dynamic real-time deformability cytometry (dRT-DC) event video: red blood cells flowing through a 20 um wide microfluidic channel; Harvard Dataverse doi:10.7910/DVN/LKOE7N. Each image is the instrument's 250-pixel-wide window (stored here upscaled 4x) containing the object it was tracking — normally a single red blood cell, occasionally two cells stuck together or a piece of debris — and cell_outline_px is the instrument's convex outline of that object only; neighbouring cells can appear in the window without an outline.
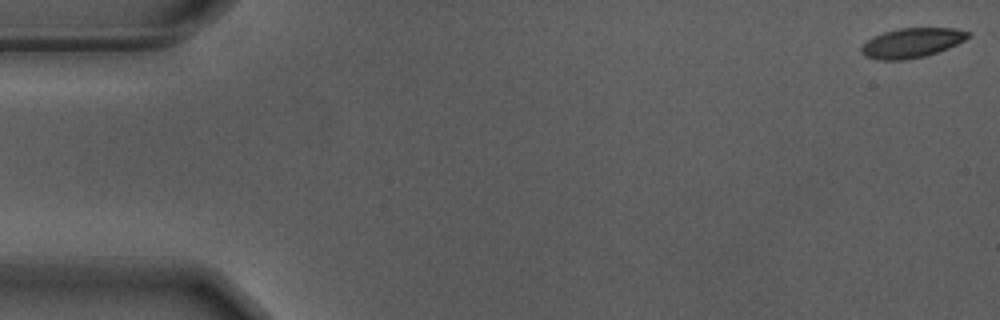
{"species": "Egyptian fruit bat (a non-hibernating species)", "species_latin": "Rousettus aegyptiacus", "temperature_condition": "warm", "stored_images_in_passage": 56, "camera_frame_rate_fps": 3000, "um_per_image_px": 0.085, "animal": {"sex": "male"}, "frame": {"image": 1, "passage_image": 1, "time_ms": 0.0, "image_size_px": [1000, 320], "cell_outline_px": [[972, 36], [948, 48], [924, 56], [904, 60], [876, 60], [864, 56], [860, 52], [860, 48], [872, 36], [884, 32], [900, 28], [956, 28], [972, 32]], "centroid_in_image_um": [77.5, 3.64], "position_along_channel_um": 7.5, "area_um2": 18.55}}
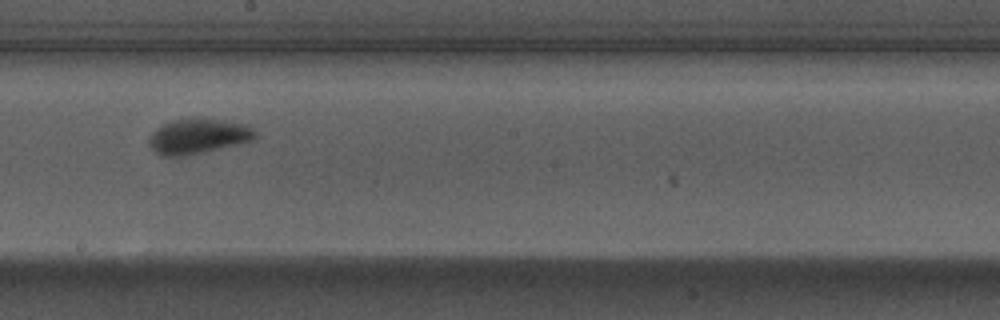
{"frame": {"image": 2, "passage_image": 31, "time_ms": 10.0, "image_size_px": [1000, 320], "cell_outline_px": [[256, 136], [252, 140], [188, 156], [160, 156], [148, 144], [148, 140], [152, 132], [156, 128], [172, 120], [192, 116], [248, 124], [256, 132]], "centroid_in_image_um": [16.81, 11.56], "position_along_channel_um": 231.4, "area_um2": 21.96}}
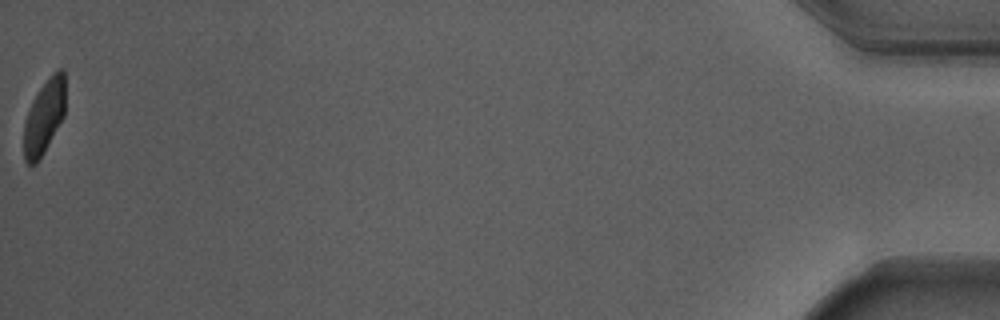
{"frame": {"image": 3, "passage_image": 56, "time_ms": 18.333, "image_size_px": [1000, 320], "cell_outline_px": [[64, 116], [40, 160], [36, 164], [28, 164], [24, 160], [24, 124], [32, 100], [48, 76], [52, 72], [60, 68], [64, 68]], "centroid_in_image_um": [3.75, 9.93], "position_along_channel_um": 431.4, "area_um2": 17.98}, "authors_computed_cell_mechanics": {"area_um2": 19.8832, "velocity_mm_per_s": 3.6841, "shape_relaxation_time_tau1_ms": 3.269, "shape_relaxation_time_tau2_ms": 1.1071, "deformation_change_tau1": 0.1511, "deformation_change_tau2": 0.0746}}